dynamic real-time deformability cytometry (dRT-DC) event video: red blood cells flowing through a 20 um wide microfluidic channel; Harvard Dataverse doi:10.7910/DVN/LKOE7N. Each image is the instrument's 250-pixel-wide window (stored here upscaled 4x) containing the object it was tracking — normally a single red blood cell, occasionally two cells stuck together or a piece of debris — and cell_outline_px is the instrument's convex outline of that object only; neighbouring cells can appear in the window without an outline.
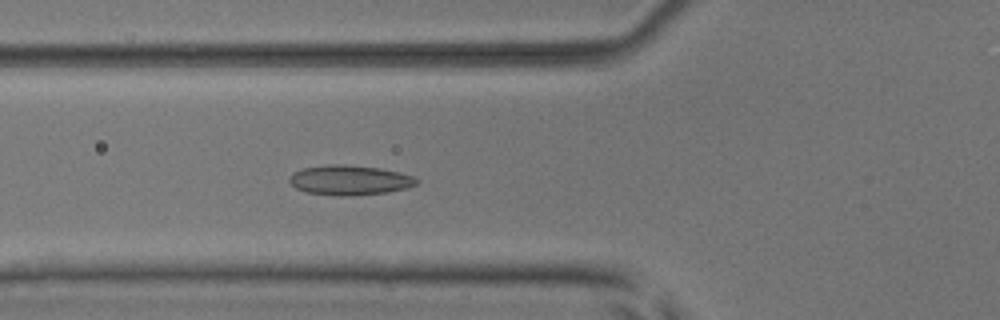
{"species": "common noctule bat (a hibernating species)", "species_latin": "Nyctalus noctula", "temperature_condition": "room temperature", "stored_images_in_passage": 31, "camera_frame_rate_fps": 3000, "um_per_image_px": 0.085, "animal": {"sex": "male", "body_mass_g": 17.9, "forearm_length_mm": 54.2}, "frame": {"image": 1, "passage_image": 19, "time_ms": 6.0, "image_size_px": [1000, 320], "cell_outline_px": [[420, 180], [416, 184], [408, 188], [388, 192], [348, 196], [336, 196], [308, 192], [296, 188], [288, 180], [288, 176], [292, 172], [304, 168], [332, 164], [344, 164], [380, 168], [400, 172], [416, 176]], "centroid_in_image_um": [29.75, 15.31], "position_along_channel_um": 96.0, "area_um2": 22.31}}
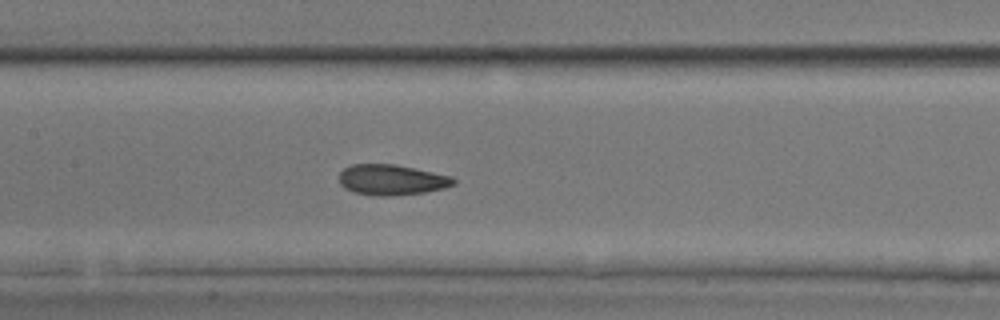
{"frame": {"image": 2, "passage_image": 25, "time_ms": 8.0, "image_size_px": [1000, 320], "cell_outline_px": [[456, 184], [444, 188], [424, 192], [392, 196], [380, 196], [352, 192], [344, 188], [340, 184], [340, 172], [344, 168], [352, 164], [396, 164], [452, 176], [456, 180]], "centroid_in_image_um": [33.29, 15.28], "position_along_channel_um": 174.1, "area_um2": 20.46}}
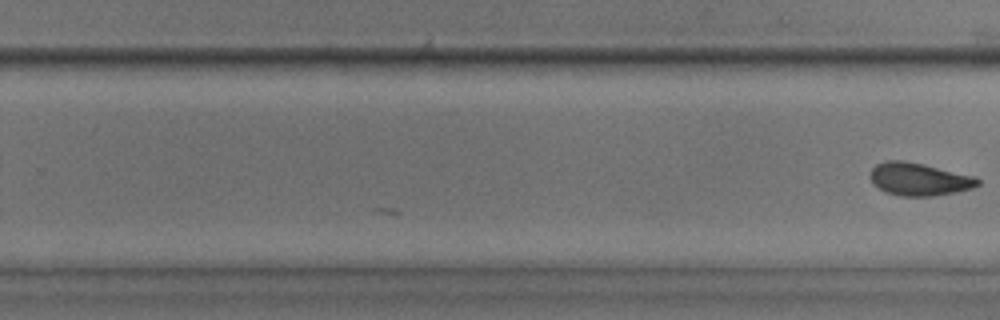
{"frame": {"image": 3, "passage_image": 31, "time_ms": 10.0, "image_size_px": [1000, 320], "cell_outline_px": [[980, 184], [972, 188], [956, 192], [932, 196], [900, 196], [884, 192], [872, 184], [868, 176], [872, 168], [876, 164], [888, 160], [904, 160], [924, 164], [976, 176], [980, 180]], "centroid_in_image_um": [78.09, 15.23], "position_along_channel_um": 251.7, "area_um2": 20.87}}